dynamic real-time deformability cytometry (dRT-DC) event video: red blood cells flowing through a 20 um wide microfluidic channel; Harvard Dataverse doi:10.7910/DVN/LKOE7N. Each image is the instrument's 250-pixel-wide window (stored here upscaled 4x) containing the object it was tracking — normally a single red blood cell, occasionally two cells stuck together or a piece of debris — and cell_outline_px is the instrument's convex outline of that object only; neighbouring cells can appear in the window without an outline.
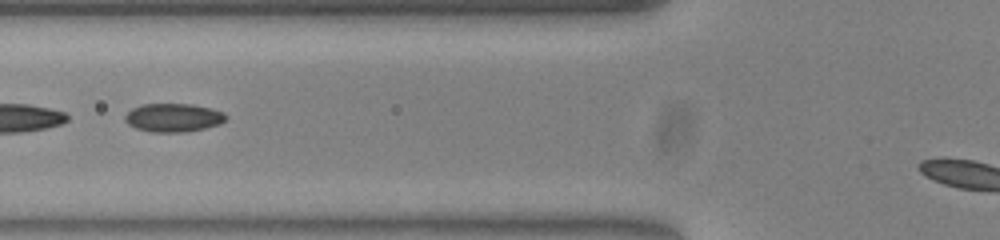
{"species": "common noctule bat (a hibernating species)", "species_latin": "Nyctalus noctula", "temperature_condition": "warm", "stored_images_in_passage": 19, "camera_frame_rate_fps": 3000, "um_per_image_px": 0.085, "animal": {"sex": "female", "body_mass_g": 23.0, "forearm_length_mm": 53.4}, "frame": {"image": 1, "passage_image": 4, "time_ms": 1.0, "image_size_px": [1000, 240], "cell_outline_px": [[228, 116], [220, 124], [204, 128], [184, 132], [152, 132], [136, 128], [128, 124], [124, 120], [124, 116], [132, 108], [144, 104], [192, 104], [224, 112]], "centroid_in_image_um": [14.72, 10.0], "position_along_channel_um": 111.1, "area_um2": 16.65}}